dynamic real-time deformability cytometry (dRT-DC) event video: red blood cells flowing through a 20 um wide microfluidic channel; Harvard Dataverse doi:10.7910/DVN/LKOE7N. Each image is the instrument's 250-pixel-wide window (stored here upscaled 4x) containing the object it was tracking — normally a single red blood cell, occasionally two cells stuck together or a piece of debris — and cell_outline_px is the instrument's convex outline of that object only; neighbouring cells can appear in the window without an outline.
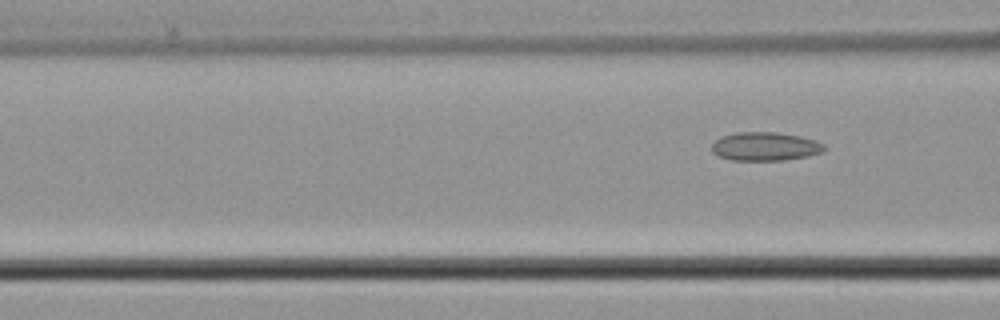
{"species": "common noctule bat (a hibernating species)", "species_latin": "Nyctalus noctula", "temperature_condition": "cold", "stored_images_in_passage": 3, "camera_frame_rate_fps": 3000, "um_per_image_px": 0.085, "animal": {"sex": "male", "body_mass_g": 21.5, "forearm_length_mm": 52.0}, "frame": {"image": 1, "passage_image": 3, "time_ms": 3.0, "image_size_px": [1000, 320], "cell_outline_px": [[824, 148], [820, 152], [808, 156], [784, 160], [732, 160], [720, 156], [712, 152], [712, 144], [716, 140], [724, 136], [736, 132], [780, 132], [800, 136], [816, 140], [824, 144]], "centroid_in_image_um": [65.04, 12.44], "position_along_channel_um": 101.6, "area_um2": 18.61}}